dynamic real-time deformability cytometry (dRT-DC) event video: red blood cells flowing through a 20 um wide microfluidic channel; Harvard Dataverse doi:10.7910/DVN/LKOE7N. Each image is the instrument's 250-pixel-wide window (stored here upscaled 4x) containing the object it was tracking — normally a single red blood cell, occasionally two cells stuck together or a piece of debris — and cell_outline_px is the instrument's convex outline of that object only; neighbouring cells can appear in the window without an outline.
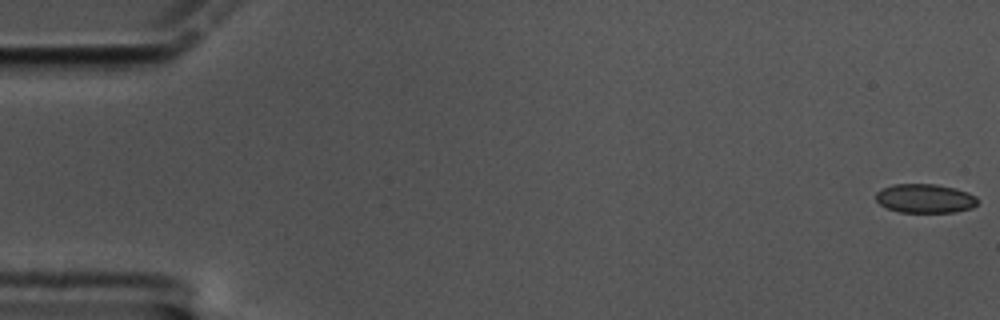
{"species": "common noctule bat (a hibernating species)", "species_latin": "Nyctalus noctula", "temperature_condition": "cold", "stored_images_in_passage": 61, "camera_frame_rate_fps": 3000, "um_per_image_px": 0.085, "animal": {"sex": "male", "body_mass_g": 17.5, "forearm_length_mm": 52.3}, "frame": {"image": 1, "passage_image": 1, "time_ms": 0.0, "image_size_px": [1000, 320], "cell_outline_px": [[980, 200], [972, 208], [956, 212], [900, 212], [888, 208], [880, 204], [876, 200], [876, 192], [892, 184], [936, 184], [956, 188], [968, 192], [976, 196]], "centroid_in_image_um": [78.66, 16.86], "position_along_channel_um": 6.3, "area_um2": 17.28}}
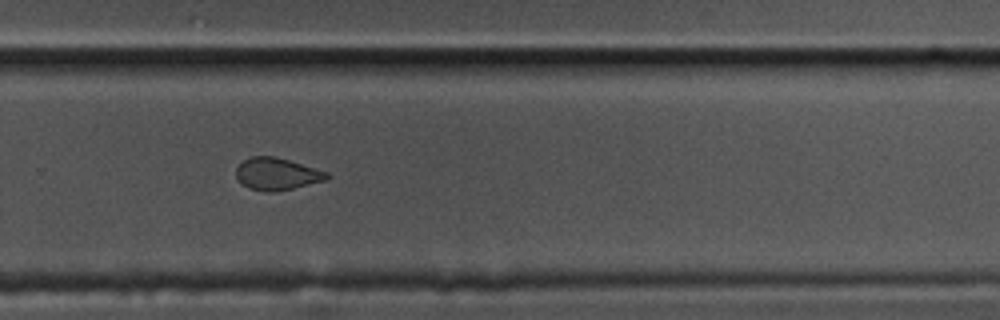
{"frame": {"image": 2, "passage_image": 41, "time_ms": 13.333, "image_size_px": [1000, 320], "cell_outline_px": [[332, 176], [328, 180], [276, 192], [264, 192], [248, 188], [236, 176], [236, 168], [244, 160], [252, 156], [276, 156], [328, 172]], "centroid_in_image_um": [23.58, 14.79], "position_along_channel_um": 306.2, "area_um2": 17.11}}
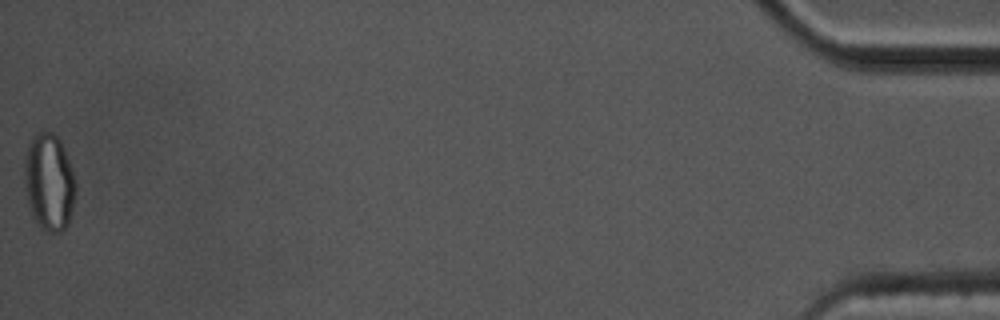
{"frame": {"image": 3, "passage_image": 61, "time_ms": 20.0, "image_size_px": [1000, 320], "cell_outline_px": [[76, 192], [68, 224], [60, 232], [48, 232], [40, 228], [32, 216], [24, 192], [24, 160], [28, 144], [32, 136], [40, 132], [52, 132], [60, 140], [64, 148], [72, 168], [76, 184]], "centroid_in_image_um": [4.15, 15.49], "position_along_channel_um": 431.0, "area_um2": 29.36}, "authors_computed_cell_mechanics": {"area_um2": 17.629, "velocity_mm_per_s": 3.3425, "shape_relaxation_time_tau1_ms": null, "shape_relaxation_time_tau2_ms": 2.3767, "deformation_change_tau1": null, "deformation_change_tau2": 0.074}}